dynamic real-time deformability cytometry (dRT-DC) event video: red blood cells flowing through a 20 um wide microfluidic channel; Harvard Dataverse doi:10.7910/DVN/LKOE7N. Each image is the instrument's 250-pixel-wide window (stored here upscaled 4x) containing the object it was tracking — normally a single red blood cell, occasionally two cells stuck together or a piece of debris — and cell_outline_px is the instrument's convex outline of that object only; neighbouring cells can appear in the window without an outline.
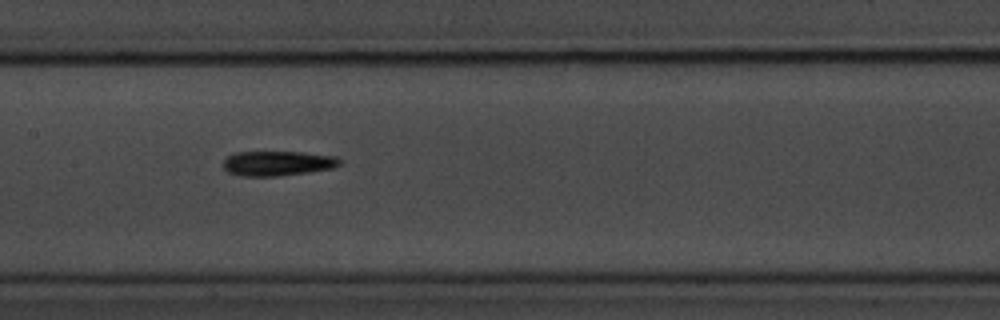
{"species": "common noctule bat (a hibernating species)", "species_latin": "Nyctalus noctula", "temperature_condition": "room temperature", "stored_images_in_passage": 13, "camera_frame_rate_fps": 3000, "um_per_image_px": 0.085, "animal": {"sex": "male", "body_mass_g": 20.1, "forearm_length_mm": 53.5}, "frame": {"image": 1, "passage_image": 6, "time_ms": 6.667, "image_size_px": [1000, 320], "cell_outline_px": [[340, 164], [336, 168], [308, 172], [276, 176], [240, 176], [228, 172], [224, 168], [224, 160], [228, 156], [236, 152], [304, 152], [336, 156], [340, 160]], "centroid_in_image_um": [23.62, 13.88], "position_along_channel_um": 183.8, "area_um2": 16.88}}
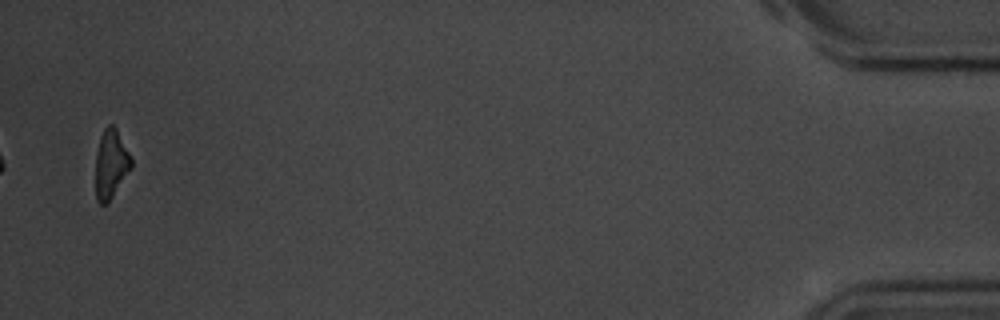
{"frame": {"image": 2, "passage_image": 13, "time_ms": 15.667, "image_size_px": [1000, 320], "cell_outline_px": [[132, 168], [108, 204], [100, 204], [96, 200], [96, 152], [100, 136], [104, 128], [108, 124], [112, 124], [116, 128], [132, 160]], "centroid_in_image_um": [9.42, 13.97], "position_along_channel_um": 425.8, "area_um2": 14.39}, "authors_computed_cell_mechanics": {"area_um2": 16.5308, "velocity_mm_per_s": 3.6646, "shape_relaxation_time_tau1_ms": 3.062, "shape_relaxation_time_tau2_ms": null, "deformation_change_tau1": 0.1107, "deformation_change_tau2": null}}